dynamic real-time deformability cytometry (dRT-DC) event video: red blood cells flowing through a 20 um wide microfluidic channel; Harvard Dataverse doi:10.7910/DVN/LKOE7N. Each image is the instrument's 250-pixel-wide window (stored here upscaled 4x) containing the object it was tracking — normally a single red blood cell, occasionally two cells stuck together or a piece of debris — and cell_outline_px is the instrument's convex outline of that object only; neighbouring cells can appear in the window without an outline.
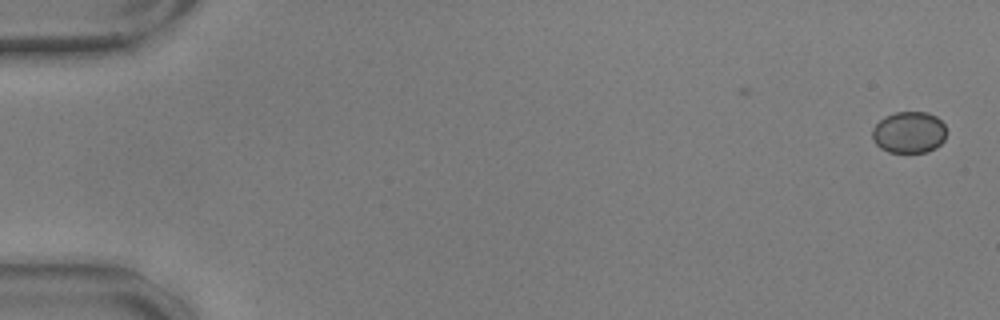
{"species": "common noctule bat (a hibernating species)", "species_latin": "Nyctalus noctula", "temperature_condition": "warm", "stored_images_in_passage": 56, "camera_frame_rate_fps": 3000, "um_per_image_px": 0.085, "animal": {"sex": "male", "body_mass_g": 17.9, "forearm_length_mm": 54.2}, "frame": {"image": 1, "passage_image": 1, "time_ms": 0.0, "image_size_px": [1000, 320], "cell_outline_px": [[948, 132], [944, 140], [936, 148], [928, 152], [888, 152], [880, 148], [872, 140], [872, 128], [884, 116], [896, 112], [928, 112], [936, 116], [944, 124]], "centroid_in_image_um": [77.28, 11.25], "position_along_channel_um": 7.7, "area_um2": 18.26}}
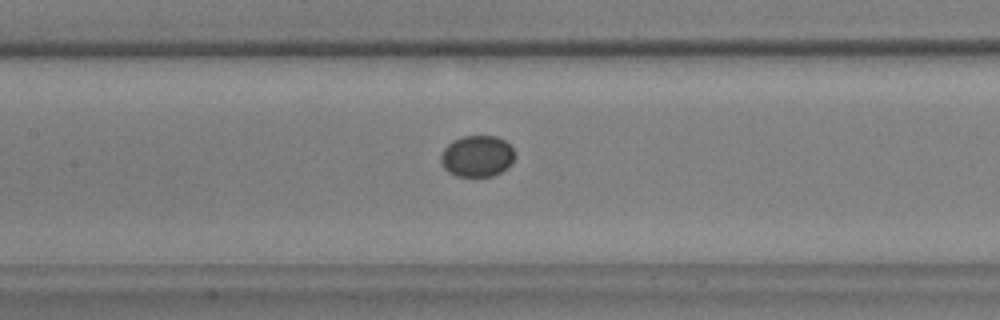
{"frame": {"image": 2, "passage_image": 27, "time_ms": 8.667, "image_size_px": [1000, 320], "cell_outline_px": [[516, 156], [512, 164], [500, 172], [492, 176], [456, 176], [448, 172], [444, 168], [440, 160], [440, 156], [444, 148], [452, 140], [464, 136], [496, 136], [504, 140], [512, 148]], "centroid_in_image_um": [40.55, 13.27], "position_along_channel_um": 166.8, "area_um2": 17.92}}
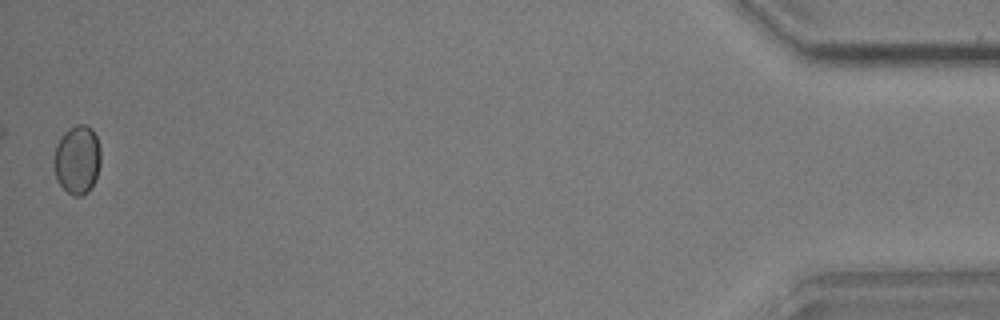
{"frame": {"image": 3, "passage_image": 56, "time_ms": 18.333, "image_size_px": [1000, 320], "cell_outline_px": [[100, 164], [96, 176], [88, 192], [80, 196], [72, 196], [60, 184], [56, 176], [56, 144], [64, 132], [68, 128], [76, 124], [84, 124], [92, 128], [96, 136], [100, 148]], "centroid_in_image_um": [6.6, 13.54], "position_along_channel_um": 428.6, "area_um2": 18.38}, "authors_computed_cell_mechanics": {"area_um2": 17.8891, "velocity_mm_per_s": 3.5913, "shape_relaxation_time_tau1_ms": null, "shape_relaxation_time_tau2_ms": 4.7037, "deformation_change_tau1": null, "deformation_change_tau2": 0.0067}}